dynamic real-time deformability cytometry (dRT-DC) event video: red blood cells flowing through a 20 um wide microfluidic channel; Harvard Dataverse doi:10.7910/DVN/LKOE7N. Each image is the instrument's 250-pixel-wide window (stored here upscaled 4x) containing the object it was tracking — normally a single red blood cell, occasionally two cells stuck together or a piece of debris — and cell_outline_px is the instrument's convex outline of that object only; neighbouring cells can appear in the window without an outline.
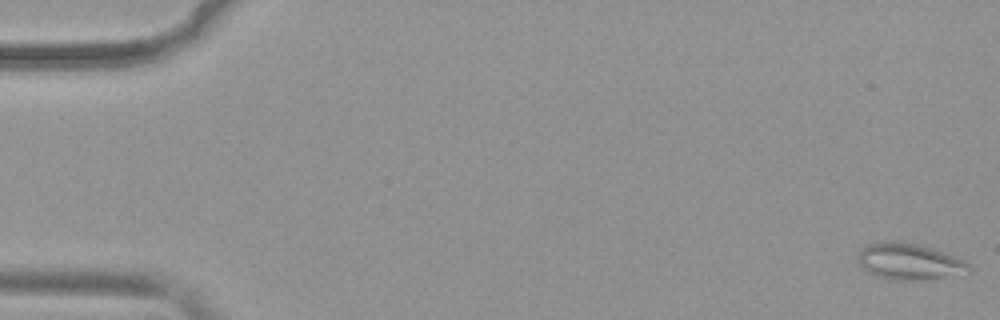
{"species": "common noctule bat (a hibernating species)", "species_latin": "Nyctalus noctula", "temperature_condition": "warm", "stored_images_in_passage": 52, "camera_frame_rate_fps": 3000, "um_per_image_px": 0.085, "animal": {"sex": "female", "body_mass_g": 19.9}, "frame": {"image": 1, "passage_image": 1, "time_ms": 0.0, "image_size_px": [1000, 320], "cell_outline_px": [[972, 268], [944, 276], [916, 280], [896, 280], [880, 276], [868, 272], [860, 264], [856, 256], [860, 248], [868, 244], [884, 240], [920, 244], [956, 256], [972, 264]], "centroid_in_image_um": [77.22, 22.19], "position_along_channel_um": 7.8, "area_um2": 23.12}}
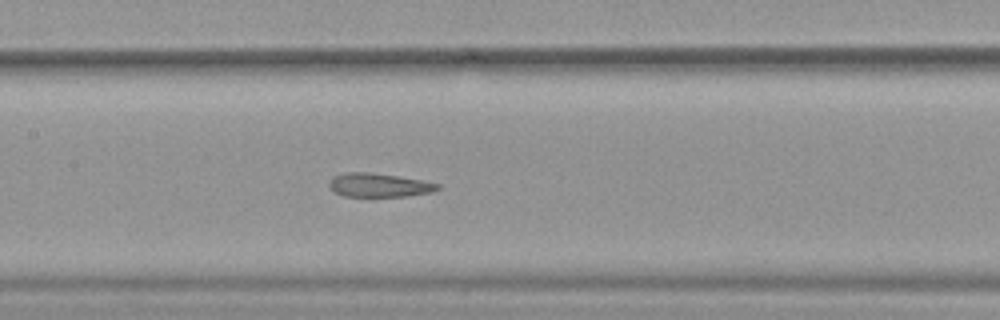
{"frame": {"image": 2, "passage_image": 25, "time_ms": 8.0, "image_size_px": [1000, 320], "cell_outline_px": [[440, 188], [432, 192], [408, 196], [344, 196], [336, 192], [328, 184], [332, 176], [348, 172], [368, 172], [396, 176], [420, 180], [440, 184]], "centroid_in_image_um": [32.22, 15.73], "position_along_channel_um": 175.2, "area_um2": 14.8}}
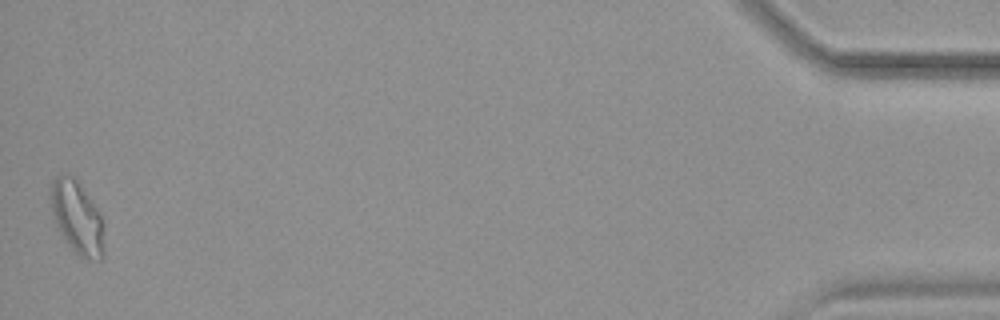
{"frame": {"image": 3, "passage_image": 51, "time_ms": 16.667, "image_size_px": [1000, 320], "cell_outline_px": [[104, 252], [100, 260], [88, 260], [80, 256], [68, 244], [56, 224], [52, 212], [48, 192], [56, 176], [60, 172], [72, 176], [76, 180], [100, 212], [104, 224]], "centroid_in_image_um": [6.56, 18.48], "position_along_channel_um": 428.6, "area_um2": 22.77}}